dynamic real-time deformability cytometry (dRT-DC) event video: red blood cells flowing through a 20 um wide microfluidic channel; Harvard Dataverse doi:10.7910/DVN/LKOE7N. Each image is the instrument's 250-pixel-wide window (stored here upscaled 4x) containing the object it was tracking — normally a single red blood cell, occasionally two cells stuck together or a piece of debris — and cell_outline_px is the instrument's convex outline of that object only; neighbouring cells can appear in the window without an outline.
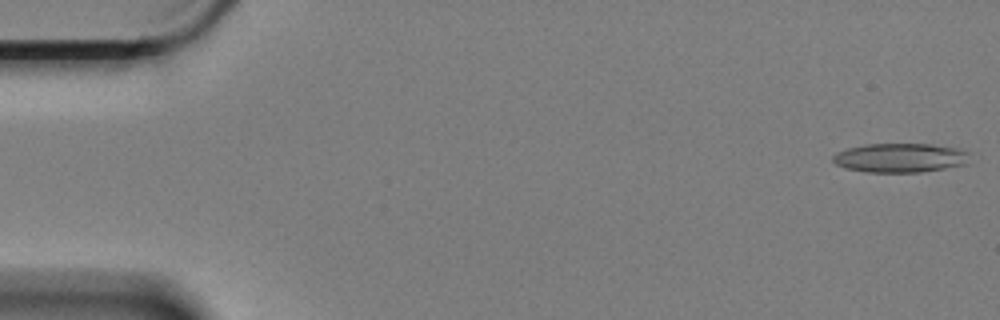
{"species": "Egyptian fruit bat (a non-hibernating species)", "species_latin": "Rousettus aegyptiacus", "temperature_condition": "cold", "stored_images_in_passage": 59, "camera_frame_rate_fps": 3000, "um_per_image_px": 0.085, "animal": {"sex": "female"}, "frame": {"image": 1, "passage_image": 1, "time_ms": 0.0, "image_size_px": [1000, 320], "cell_outline_px": [[972, 152], [968, 164], [920, 172], [868, 172], [844, 168], [836, 164], [832, 160], [832, 156], [836, 152], [848, 148], [864, 144], [932, 144], [960, 148]], "centroid_in_image_um": [76.57, 13.4], "position_along_channel_um": 8.4, "area_um2": 23.58}}
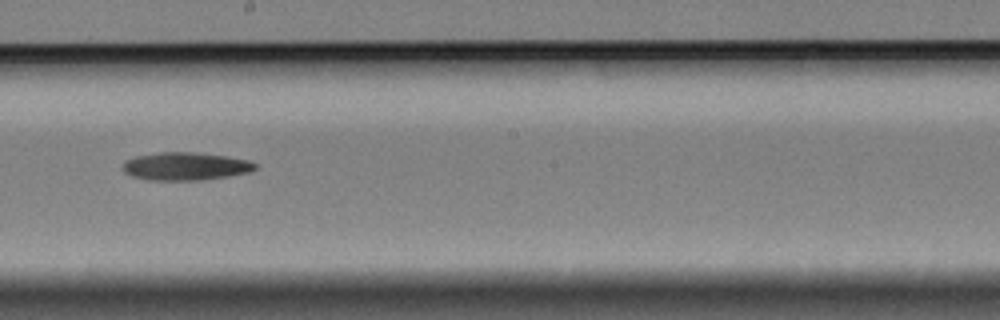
{"frame": {"image": 2, "passage_image": 33, "time_ms": 10.667, "image_size_px": [1000, 320], "cell_outline_px": [[256, 168], [248, 172], [228, 176], [200, 180], [152, 180], [132, 176], [124, 172], [120, 168], [124, 160], [136, 156], [160, 152], [192, 152], [228, 156], [248, 160], [256, 164]], "centroid_in_image_um": [15.72, 14.13], "position_along_channel_um": 232.5, "area_um2": 21.56}}
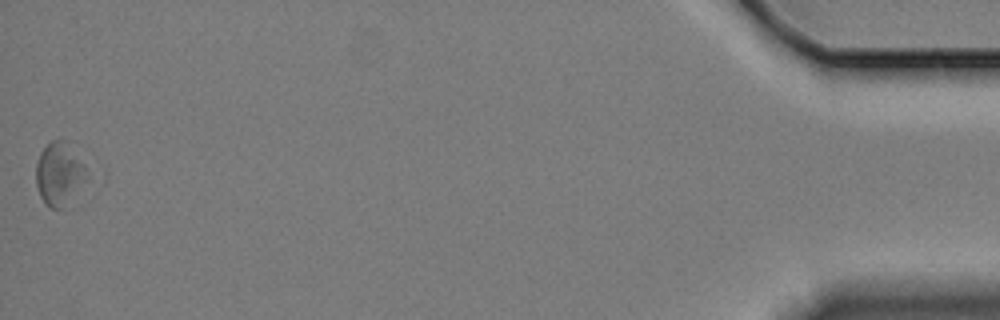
{"frame": {"image": 3, "passage_image": 59, "time_ms": 19.333, "image_size_px": [1000, 320], "cell_outline_px": [[104, 172], [60, 208], [48, 208], [40, 196], [36, 184], [36, 164], [40, 152], [52, 140], [64, 140], [96, 156], [104, 168]], "centroid_in_image_um": [5.5, 14.64], "position_along_channel_um": 429.7, "area_um2": 22.66}}